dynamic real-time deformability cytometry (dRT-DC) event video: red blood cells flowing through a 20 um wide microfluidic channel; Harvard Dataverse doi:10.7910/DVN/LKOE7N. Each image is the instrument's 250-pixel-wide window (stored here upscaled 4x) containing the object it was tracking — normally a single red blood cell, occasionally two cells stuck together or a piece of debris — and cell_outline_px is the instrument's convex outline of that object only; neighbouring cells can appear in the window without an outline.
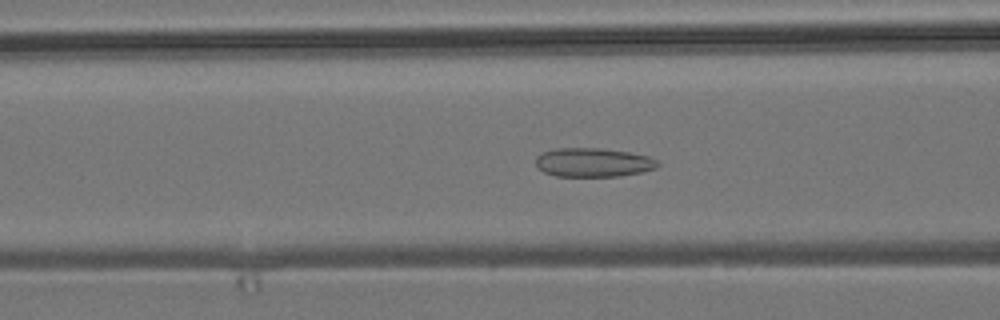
{"species": "common noctule bat (a hibernating species)", "species_latin": "Nyctalus noctula", "temperature_condition": "room temperature", "stored_images_in_passage": 53, "camera_frame_rate_fps": 3000, "um_per_image_px": 0.085, "animal": {"sex": "male", "body_mass_g": 19.2, "forearm_length_mm": 51.8}, "frame": {"image": 1, "passage_image": 20, "time_ms": 6.333, "image_size_px": [1000, 320], "cell_outline_px": [[660, 164], [656, 168], [640, 172], [620, 176], [556, 176], [544, 172], [536, 168], [536, 156], [540, 152], [556, 148], [600, 148], [628, 152], [648, 156], [656, 160]], "centroid_in_image_um": [50.37, 13.8], "position_along_channel_um": 116.2, "area_um2": 20.63}}
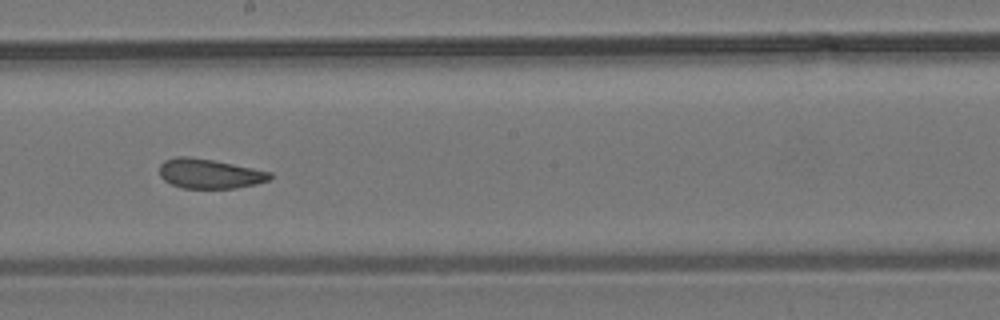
{"frame": {"image": 2, "passage_image": 29, "time_ms": 9.333, "image_size_px": [1000, 320], "cell_outline_px": [[272, 176], [268, 180], [256, 184], [236, 188], [180, 188], [164, 180], [160, 176], [160, 164], [164, 160], [176, 156], [188, 156], [212, 160], [272, 172]], "centroid_in_image_um": [17.78, 14.76], "position_along_channel_um": 230.4, "area_um2": 19.02}}
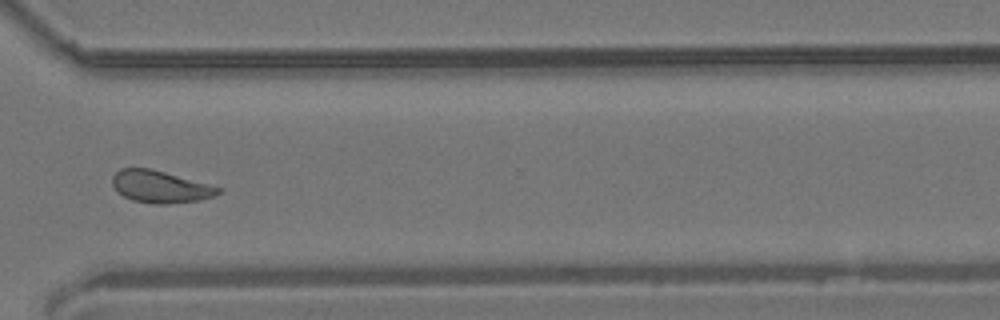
{"frame": {"image": 3, "passage_image": 39, "time_ms": 12.667, "image_size_px": [1000, 320], "cell_outline_px": [[224, 188], [216, 196], [200, 200], [168, 204], [156, 204], [132, 200], [124, 196], [112, 184], [112, 176], [120, 168], [152, 168]], "centroid_in_image_um": [13.67, 15.86], "position_along_channel_um": 356.9, "area_um2": 19.94}, "authors_computed_cell_mechanics": {"area_um2": 20.3456, "velocity_mm_per_s": 3.8046, "shape_relaxation_time_tau1_ms": null, "shape_relaxation_time_tau2_ms": 1.4923, "deformation_change_tau1": null, "deformation_change_tau2": 0.0734}}